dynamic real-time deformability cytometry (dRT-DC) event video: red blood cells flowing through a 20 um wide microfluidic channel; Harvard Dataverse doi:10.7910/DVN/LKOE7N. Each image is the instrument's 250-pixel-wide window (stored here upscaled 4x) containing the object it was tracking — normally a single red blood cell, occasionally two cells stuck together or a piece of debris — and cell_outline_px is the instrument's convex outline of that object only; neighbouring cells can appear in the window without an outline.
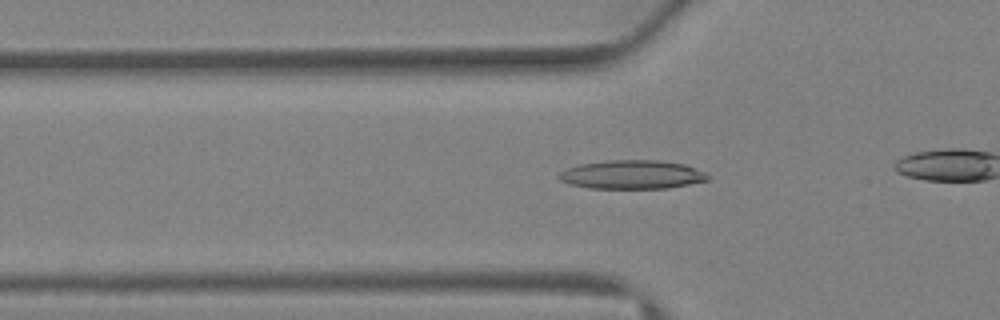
{"species": "Egyptian fruit bat (a non-hibernating species)", "species_latin": "Rousettus aegyptiacus", "temperature_condition": "warm", "stored_images_in_passage": 31, "camera_frame_rate_fps": 3000, "um_per_image_px": 0.085, "animal": {"sex": "female"}, "frame": {"image": 1, "passage_image": 12, "time_ms": 3.667, "image_size_px": [1000, 320], "cell_outline_px": [[708, 180], [668, 188], [588, 188], [572, 184], [560, 180], [556, 176], [560, 172], [568, 168], [580, 164], [608, 160], [660, 160], [684, 164], [704, 172], [708, 176]], "centroid_in_image_um": [53.7, 14.83], "position_along_channel_um": 72.1, "area_um2": 24.74}}
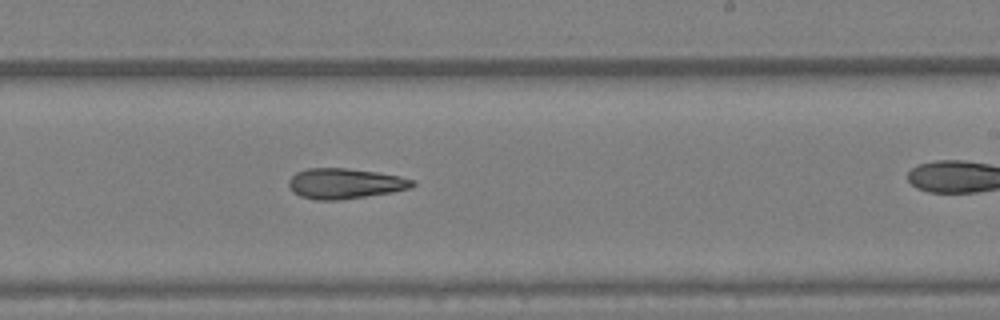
{"frame": {"image": 2, "passage_image": 23, "time_ms": 7.333, "image_size_px": [1000, 320], "cell_outline_px": [[416, 184], [412, 188], [392, 192], [340, 200], [316, 200], [300, 196], [292, 192], [288, 184], [288, 180], [296, 172], [308, 168], [344, 168], [376, 172], [400, 176], [416, 180]], "centroid_in_image_um": [29.33, 15.6], "position_along_channel_um": 259.7, "area_um2": 22.02}}
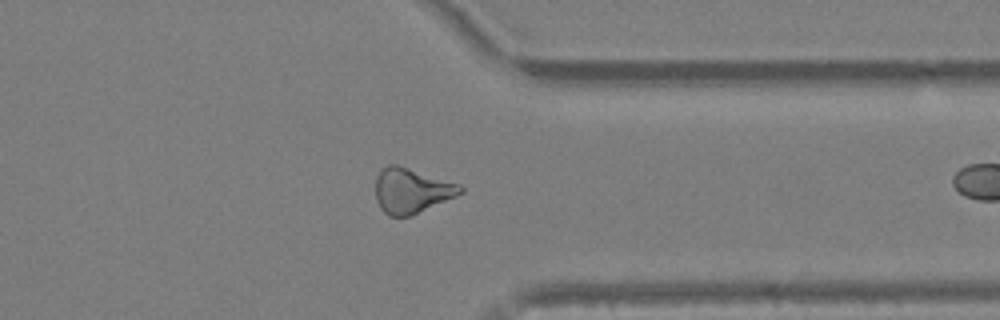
{"frame": {"image": 3, "passage_image": 30, "time_ms": 9.667, "image_size_px": [1000, 320], "cell_outline_px": [[464, 192], [456, 196], [408, 216], [388, 216], [380, 208], [376, 200], [376, 176], [388, 164], [396, 164], [460, 184], [464, 188]], "centroid_in_image_um": [34.97, 16.2], "position_along_channel_um": 376.4, "area_um2": 21.96}}